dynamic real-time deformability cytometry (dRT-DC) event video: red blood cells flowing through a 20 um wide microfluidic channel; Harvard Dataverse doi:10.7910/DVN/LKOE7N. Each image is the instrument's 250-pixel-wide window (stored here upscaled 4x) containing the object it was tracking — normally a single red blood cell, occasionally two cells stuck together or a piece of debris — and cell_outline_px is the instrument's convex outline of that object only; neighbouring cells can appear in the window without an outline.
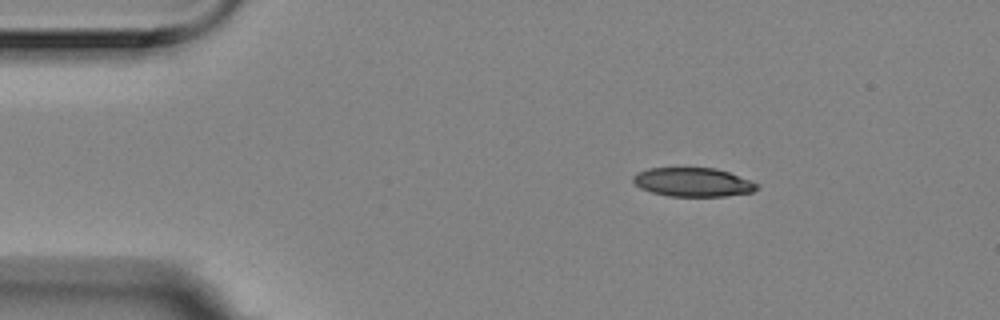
{"species": "Egyptian fruit bat (a non-hibernating species)", "species_latin": "Rousettus aegyptiacus", "temperature_condition": "room temperature", "stored_images_in_passage": 3, "camera_frame_rate_fps": 3000, "um_per_image_px": 0.085, "animal": {"sex": "female"}, "frame": {"image": 1, "passage_image": 1, "time_ms": 0.0, "image_size_px": [1000, 320], "cell_outline_px": [[760, 188], [752, 192], [724, 196], [668, 196], [652, 192], [640, 188], [632, 180], [632, 176], [636, 172], [648, 168], [716, 168], [728, 172], [760, 184]], "centroid_in_image_um": [58.89, 15.48], "position_along_channel_um": 26.1, "area_um2": 20.87}}